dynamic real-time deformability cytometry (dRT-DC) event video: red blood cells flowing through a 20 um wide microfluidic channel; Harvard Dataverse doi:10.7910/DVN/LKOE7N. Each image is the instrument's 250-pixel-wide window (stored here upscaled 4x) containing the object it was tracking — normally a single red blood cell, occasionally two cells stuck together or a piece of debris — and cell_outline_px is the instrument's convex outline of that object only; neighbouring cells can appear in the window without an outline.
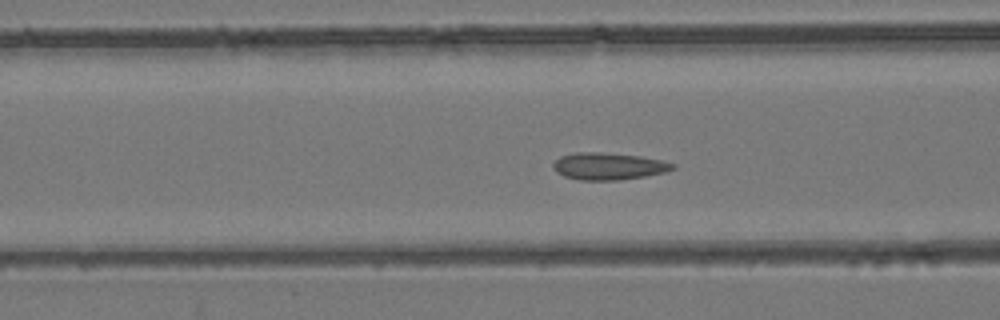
{"species": "common noctule bat (a hibernating species)", "species_latin": "Nyctalus noctula", "temperature_condition": "room temperature", "stored_images_in_passage": 54, "camera_frame_rate_fps": 3000, "um_per_image_px": 0.085, "animal": {"sex": "female", "body_mass_g": 24.6, "forearm_length_mm": 56.2}, "frame": {"image": 1, "passage_image": 21, "time_ms": 6.667, "image_size_px": [1000, 320], "cell_outline_px": [[676, 168], [664, 172], [644, 176], [616, 180], [580, 180], [564, 176], [556, 172], [552, 164], [560, 156], [576, 152], [600, 152], [640, 156], [660, 160], [676, 164]], "centroid_in_image_um": [51.7, 14.12], "position_along_channel_um": 114.9, "area_um2": 18.73}}
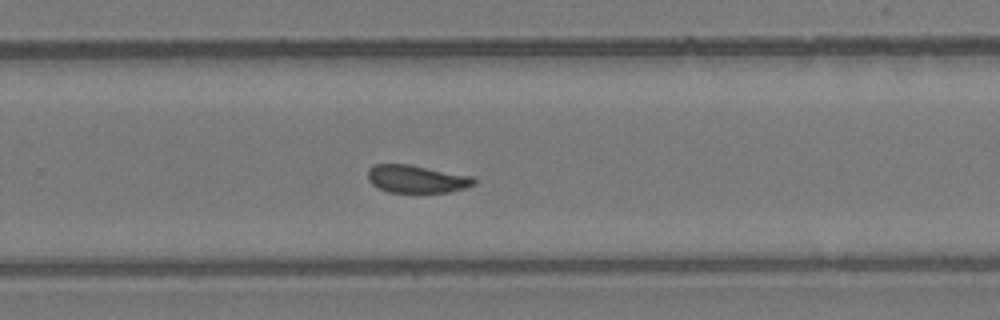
{"frame": {"image": 2, "passage_image": 35, "time_ms": 11.333, "image_size_px": [1000, 320], "cell_outline_px": [[476, 184], [464, 188], [448, 192], [388, 192], [372, 184], [368, 180], [368, 168], [376, 164], [408, 164], [472, 176], [476, 180]], "centroid_in_image_um": [35.41, 15.21], "position_along_channel_um": 294.4, "area_um2": 17.05}}
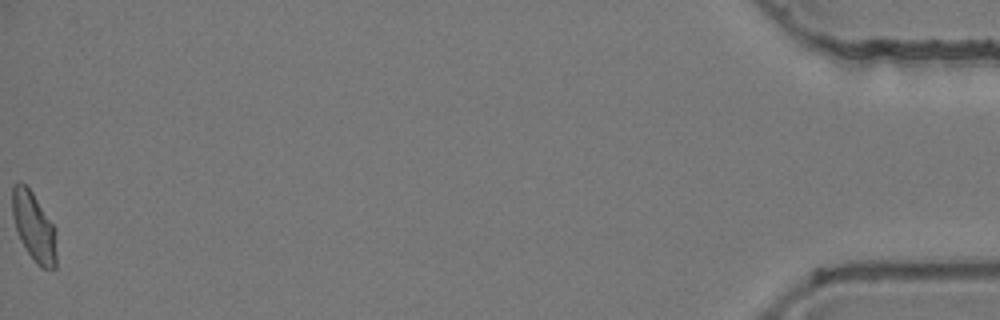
{"frame": {"image": 3, "passage_image": 54, "time_ms": 17.667, "image_size_px": [1000, 320], "cell_outline_px": [[56, 268], [40, 268], [36, 264], [20, 240], [12, 216], [12, 188], [16, 184], [24, 184], [32, 192], [56, 228]], "centroid_in_image_um": [2.9, 19.31], "position_along_channel_um": 432.3, "area_um2": 17.69}, "authors_computed_cell_mechanics": {"area_um2": 18.0914, "velocity_mm_per_s": 3.8544, "shape_relaxation_time_tau1_ms": 10.3568, "shape_relaxation_time_tau2_ms": 1.2966, "deformation_change_tau1": 0.1594, "deformation_change_tau2": 0.0769}}